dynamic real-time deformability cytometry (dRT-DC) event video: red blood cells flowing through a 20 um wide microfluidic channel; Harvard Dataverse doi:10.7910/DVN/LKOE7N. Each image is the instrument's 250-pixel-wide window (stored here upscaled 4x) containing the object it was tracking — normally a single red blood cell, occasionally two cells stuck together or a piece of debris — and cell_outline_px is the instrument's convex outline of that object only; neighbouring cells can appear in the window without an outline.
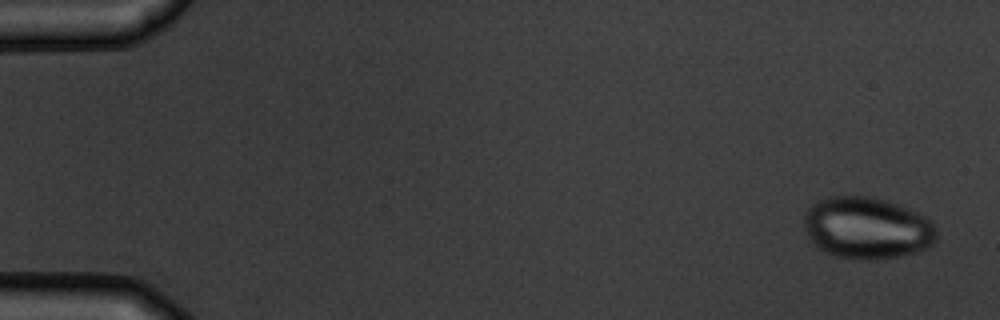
{"species": "common noctule bat (a hibernating species)", "species_latin": "Nyctalus noctula", "temperature_condition": "warm", "stored_images_in_passage": 5, "camera_frame_rate_fps": 3000, "um_per_image_px": 0.085, "animal": {"sex": "male", "body_mass_g": 19.5, "forearm_length_mm": 54.6}, "frame": {"image": 1, "passage_image": 1, "time_ms": 0.0, "image_size_px": [1000, 320], "cell_outline_px": [[936, 240], [928, 248], [916, 252], [900, 256], [872, 260], [860, 260], [832, 256], [816, 248], [808, 240], [804, 224], [804, 212], [812, 204], [828, 196], [872, 196], [908, 208], [932, 220], [936, 228]], "centroid_in_image_um": [73.67, 19.39], "position_along_channel_um": 11.3, "area_um2": 48.44}}